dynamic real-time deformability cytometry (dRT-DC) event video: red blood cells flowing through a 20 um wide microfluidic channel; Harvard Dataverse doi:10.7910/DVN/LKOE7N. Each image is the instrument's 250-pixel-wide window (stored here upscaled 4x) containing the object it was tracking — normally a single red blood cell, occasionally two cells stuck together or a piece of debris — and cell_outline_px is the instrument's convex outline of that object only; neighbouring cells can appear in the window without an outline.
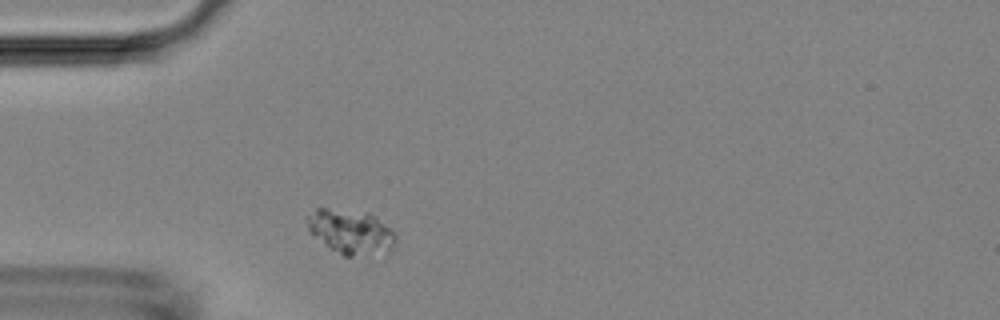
{"species": "Egyptian fruit bat (a non-hibernating species)", "species_latin": "Rousettus aegyptiacus", "temperature_condition": "room temperature", "stored_images_in_passage": 1, "camera_frame_rate_fps": 3000, "um_per_image_px": 0.085, "animal": {"sex": "female"}, "frame": {"image": 1, "passage_image": 1, "time_ms": 0.0, "image_size_px": [1000, 320], "cell_outline_px": [[396, 240], [388, 256], [344, 256], [308, 232], [308, 216], [316, 208], [328, 208], [368, 212], [376, 216], [396, 236]], "centroid_in_image_um": [29.88, 19.73], "position_along_channel_um": 55.1, "area_um2": 23.18}}